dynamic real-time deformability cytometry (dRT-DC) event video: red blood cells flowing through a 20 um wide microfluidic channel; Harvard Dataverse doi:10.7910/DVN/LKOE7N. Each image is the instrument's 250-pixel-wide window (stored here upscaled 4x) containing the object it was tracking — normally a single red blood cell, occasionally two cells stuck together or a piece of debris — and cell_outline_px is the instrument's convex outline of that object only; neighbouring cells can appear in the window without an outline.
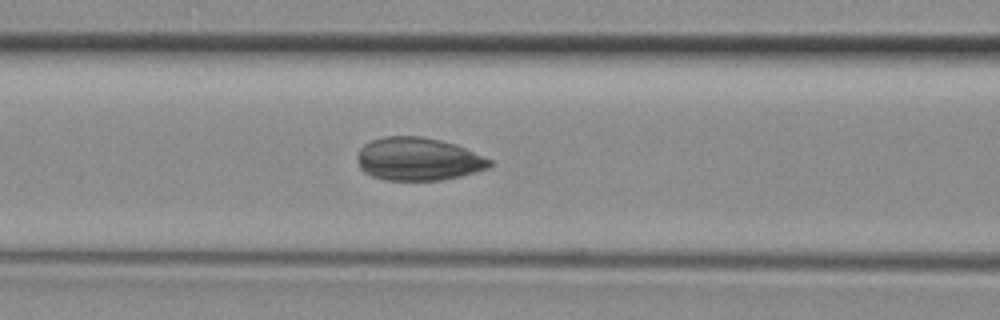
{"species": "common noctule bat (a hibernating species)", "species_latin": "Nyctalus noctula", "temperature_condition": "room temperature", "stored_images_in_passage": 43, "camera_frame_rate_fps": 3000, "um_per_image_px": 0.085, "animal": {"sex": "female", "body_mass_g": 29.2, "forearm_length_mm": 56.3}, "frame": {"image": 1, "passage_image": 18, "time_ms": 5.667, "image_size_px": [1000, 320], "cell_outline_px": [[492, 164], [488, 168], [476, 172], [460, 176], [440, 180], [384, 180], [372, 176], [364, 172], [360, 168], [356, 156], [360, 148], [364, 144], [372, 140], [384, 136], [420, 136], [440, 140], [456, 144], [492, 160]], "centroid_in_image_um": [35.53, 13.52], "position_along_channel_um": 131.1, "area_um2": 33.23}}
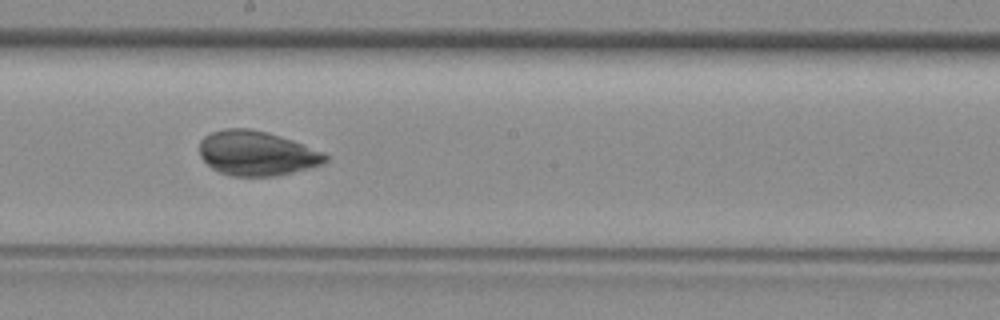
{"frame": {"image": 2, "passage_image": 24, "time_ms": 7.667, "image_size_px": [1000, 320], "cell_outline_px": [[328, 160], [320, 164], [308, 168], [276, 176], [232, 176], [220, 172], [212, 168], [200, 156], [200, 140], [204, 136], [212, 132], [224, 128], [248, 128], [268, 132], [304, 144], [324, 152], [328, 156]], "centroid_in_image_um": [21.81, 13.02], "position_along_channel_um": 226.4, "area_um2": 32.71}}
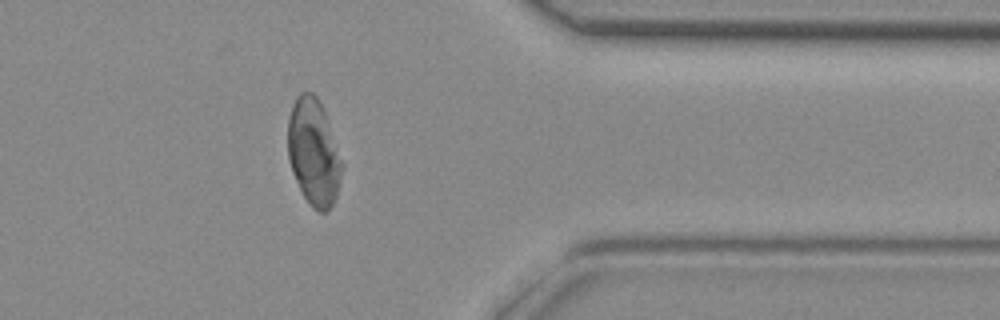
{"frame": {"image": 3, "passage_image": 35, "time_ms": 11.333, "image_size_px": [1000, 320], "cell_outline_px": [[344, 168], [336, 196], [332, 204], [324, 212], [320, 212], [312, 208], [304, 196], [292, 172], [288, 156], [288, 116], [292, 104], [296, 96], [300, 92], [312, 92], [320, 100], [344, 164]], "centroid_in_image_um": [26.66, 12.92], "position_along_channel_um": 384.7, "area_um2": 33.76}}